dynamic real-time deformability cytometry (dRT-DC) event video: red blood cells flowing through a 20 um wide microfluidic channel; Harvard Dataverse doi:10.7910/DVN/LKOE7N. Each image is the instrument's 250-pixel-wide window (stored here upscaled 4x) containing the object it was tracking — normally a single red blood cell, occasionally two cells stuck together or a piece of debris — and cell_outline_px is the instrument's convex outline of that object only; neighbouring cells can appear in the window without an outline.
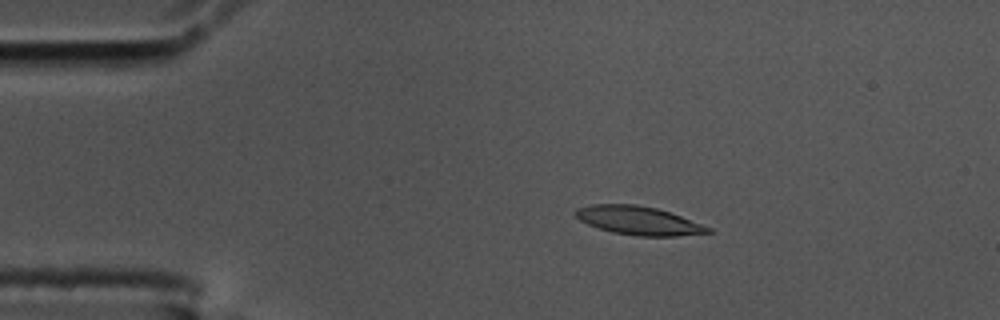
{"species": "common noctule bat (a hibernating species)", "species_latin": "Nyctalus noctula", "temperature_condition": "cold", "stored_images_in_passage": 54, "camera_frame_rate_fps": 3000, "um_per_image_px": 0.085, "animal": {"sex": "male", "body_mass_g": 17.5, "forearm_length_mm": 52.3}, "frame": {"image": 1, "passage_image": 9, "time_ms": 2.667, "image_size_px": [1000, 320], "cell_outline_px": [[712, 232], [676, 236], [640, 236], [612, 232], [588, 224], [580, 220], [572, 212], [576, 208], [592, 204], [636, 204], [656, 208], [680, 216], [712, 228]], "centroid_in_image_um": [54.24, 18.74], "position_along_channel_um": 30.8, "area_um2": 21.85}}
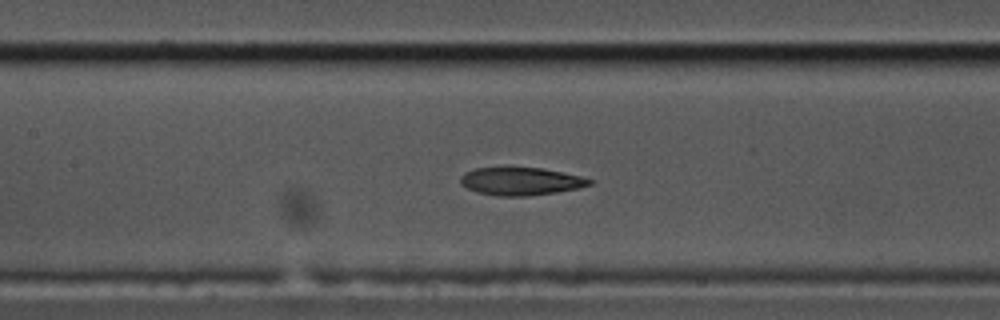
{"frame": {"image": 2, "passage_image": 24, "time_ms": 7.667, "image_size_px": [1000, 320], "cell_outline_px": [[596, 180], [592, 184], [580, 188], [556, 192], [528, 196], [496, 196], [476, 192], [460, 184], [460, 176], [464, 172], [476, 168], [540, 168], [580, 176]], "centroid_in_image_um": [44.27, 15.42], "position_along_channel_um": 163.1, "area_um2": 20.92}}
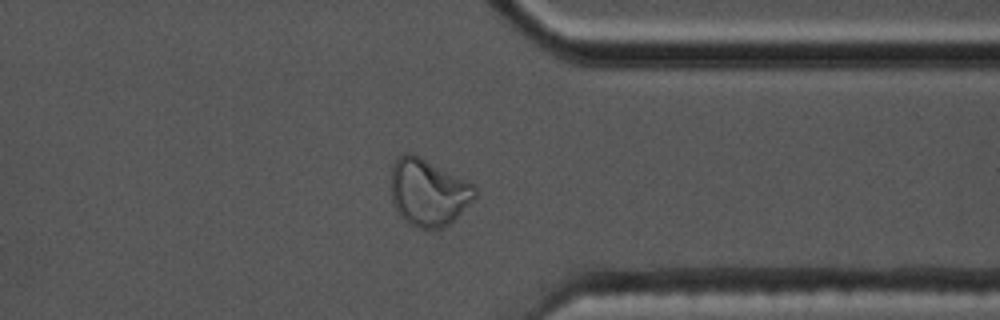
{"frame": {"image": 3, "passage_image": 42, "time_ms": 13.667, "image_size_px": [1000, 320], "cell_outline_px": [[476, 196], [444, 228], [416, 228], [408, 224], [400, 216], [392, 200], [392, 164], [396, 156], [404, 152], [408, 152], [420, 156], [472, 184], [476, 188]], "centroid_in_image_um": [36.36, 16.33], "position_along_channel_um": 375.0, "area_um2": 32.43}, "authors_computed_cell_mechanics": {"area_um2": 21.8773, "velocity_mm_per_s": 3.6075, "shape_relaxation_time_tau1_ms": 7.1319, "shape_relaxation_time_tau2_ms": 2.4999, "deformation_change_tau1": 0.2259, "deformation_change_tau2": 0.0774}}